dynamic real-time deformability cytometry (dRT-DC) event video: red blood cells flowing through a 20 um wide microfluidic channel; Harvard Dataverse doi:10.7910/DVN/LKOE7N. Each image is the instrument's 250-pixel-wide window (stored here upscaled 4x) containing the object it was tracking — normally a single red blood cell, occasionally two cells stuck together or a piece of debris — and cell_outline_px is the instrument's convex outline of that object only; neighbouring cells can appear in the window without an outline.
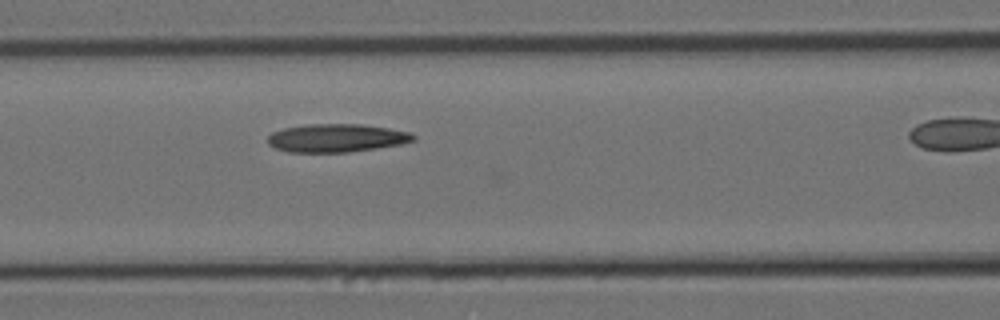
{"species": "Egyptian fruit bat (a non-hibernating species)", "species_latin": "Rousettus aegyptiacus", "temperature_condition": "cold", "stored_images_in_passage": 10, "camera_frame_rate_fps": 3000, "um_per_image_px": 0.085, "animal": {"sex": "female"}, "frame": {"image": 1, "passage_image": 9, "time_ms": 2.667, "image_size_px": [1000, 320], "cell_outline_px": [[416, 140], [400, 144], [376, 148], [348, 152], [288, 152], [276, 148], [268, 144], [268, 136], [272, 132], [284, 128], [308, 124], [364, 124], [412, 132], [416, 136]], "centroid_in_image_um": [28.63, 11.72], "position_along_channel_um": 138.0, "area_um2": 23.99}}